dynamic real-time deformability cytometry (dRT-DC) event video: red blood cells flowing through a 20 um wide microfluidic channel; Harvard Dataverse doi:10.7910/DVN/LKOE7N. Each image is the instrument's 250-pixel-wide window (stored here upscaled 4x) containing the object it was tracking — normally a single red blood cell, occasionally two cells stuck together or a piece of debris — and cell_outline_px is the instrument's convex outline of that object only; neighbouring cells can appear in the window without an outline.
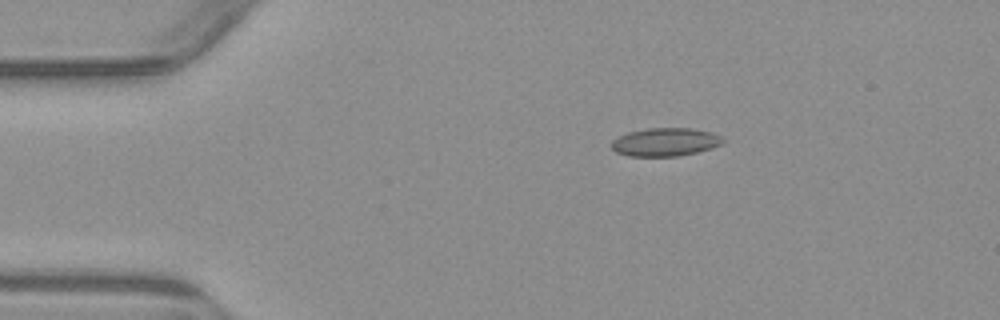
{"species": "common noctule bat (a hibernating species)", "species_latin": "Nyctalus noctula", "temperature_condition": "warm", "stored_images_in_passage": 7, "camera_frame_rate_fps": 3000, "um_per_image_px": 0.085, "animal": {"sex": "male", "body_mass_g": 23.1, "forearm_length_mm": 52.7}, "frame": {"image": 1, "passage_image": 3, "time_ms": 2.333, "image_size_px": [1000, 320], "cell_outline_px": [[724, 140], [720, 144], [712, 148], [680, 156], [628, 156], [616, 152], [612, 148], [612, 140], [628, 132], [648, 128], [692, 128], [712, 132], [720, 136]], "centroid_in_image_um": [56.54, 12.07], "position_along_channel_um": 28.5, "area_um2": 18.26}}
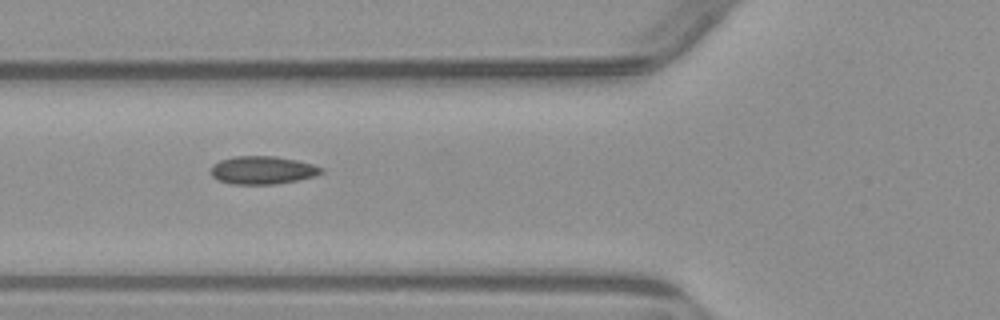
{"frame": {"image": 2, "passage_image": 6, "time_ms": 5.667, "image_size_px": [1000, 320], "cell_outline_px": [[324, 172], [316, 176], [276, 184], [232, 184], [220, 180], [212, 176], [212, 164], [220, 160], [232, 156], [276, 156], [296, 160], [312, 164], [324, 168]], "centroid_in_image_um": [22.34, 14.45], "position_along_channel_um": 103.5, "area_um2": 18.03}}
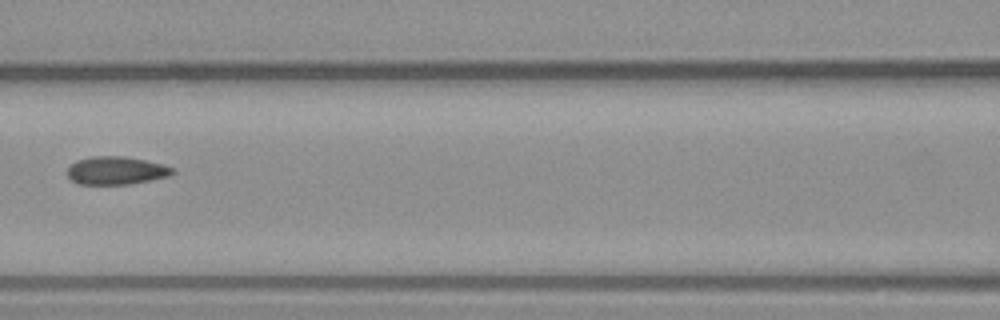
{"frame": {"image": 3, "passage_image": 7, "time_ms": 7.0, "image_size_px": [1000, 320], "cell_outline_px": [[176, 172], [168, 176], [128, 184], [80, 184], [72, 180], [68, 176], [68, 168], [76, 160], [92, 156], [124, 156], [164, 164], [176, 168]], "centroid_in_image_um": [9.9, 14.48], "position_along_channel_um": 156.7, "area_um2": 17.11}}